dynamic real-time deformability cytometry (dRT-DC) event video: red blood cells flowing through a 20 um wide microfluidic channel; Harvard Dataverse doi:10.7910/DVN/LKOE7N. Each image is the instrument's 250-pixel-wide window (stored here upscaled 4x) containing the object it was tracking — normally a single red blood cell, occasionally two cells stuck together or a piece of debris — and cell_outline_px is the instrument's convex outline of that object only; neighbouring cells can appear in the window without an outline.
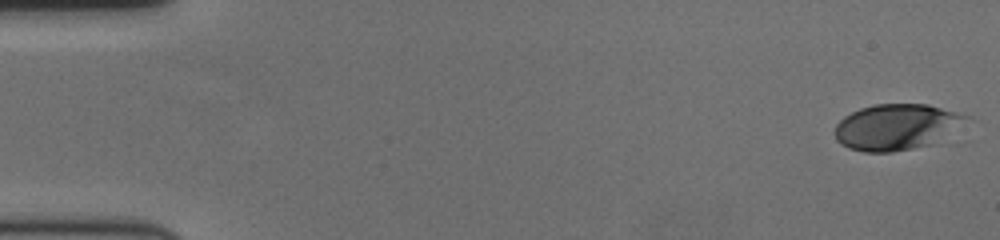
{"species": "human", "species_latin": "Homo sapiens", "temperature_condition": "cold", "stored_images_in_passage": 59, "camera_frame_rate_fps": 3000, "um_per_image_px": 0.085, "donor": {"sex": "female"}, "frame": {"image": 1, "passage_image": 1, "time_ms": 0.0, "image_size_px": [1000, 240], "cell_outline_px": [[976, 120], [932, 144], [892, 152], [864, 152], [848, 148], [840, 144], [836, 140], [836, 124], [844, 116], [860, 108], [872, 104], [928, 104], [972, 116]], "centroid_in_image_um": [76.3, 10.78], "position_along_channel_um": 8.7, "area_um2": 35.84}}
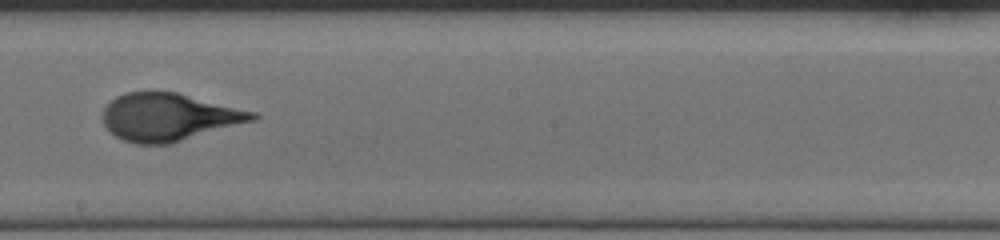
{"frame": {"image": 2, "passage_image": 34, "time_ms": 11.0, "image_size_px": [1000, 240], "cell_outline_px": [[260, 116], [256, 120], [168, 144], [136, 144], [120, 140], [104, 124], [100, 116], [104, 108], [116, 96], [128, 92], [148, 88], [176, 92], [256, 112]], "centroid_in_image_um": [14.31, 9.92], "position_along_channel_um": 233.9, "area_um2": 42.08}}
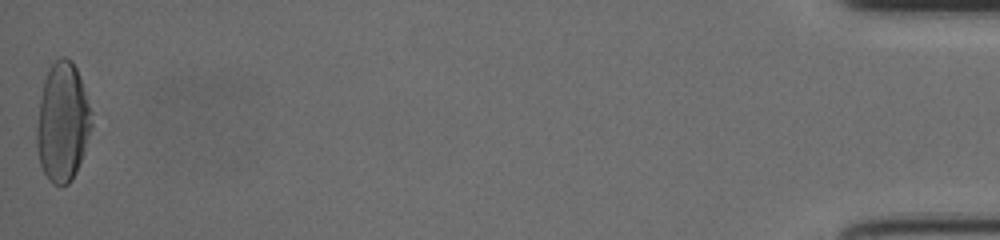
{"frame": {"image": 3, "passage_image": 59, "time_ms": 19.333, "image_size_px": [1000, 240], "cell_outline_px": [[92, 128], [84, 152], [76, 172], [72, 180], [68, 184], [52, 184], [48, 180], [40, 164], [36, 148], [36, 128], [40, 96], [44, 80], [48, 68], [60, 56], [64, 56], [72, 60], [76, 68], [92, 112]], "centroid_in_image_um": [5.31, 10.39], "position_along_channel_um": 429.9, "area_um2": 38.26}, "authors_computed_cell_mechanics": {"area_um2": 40.0554, "velocity_mm_per_s": 3.523, "shape_relaxation_time_tau1_ms": 4.1561, "shape_relaxation_time_tau2_ms": null, "deformation_change_tau1": 0.1803, "deformation_change_tau2": null}}